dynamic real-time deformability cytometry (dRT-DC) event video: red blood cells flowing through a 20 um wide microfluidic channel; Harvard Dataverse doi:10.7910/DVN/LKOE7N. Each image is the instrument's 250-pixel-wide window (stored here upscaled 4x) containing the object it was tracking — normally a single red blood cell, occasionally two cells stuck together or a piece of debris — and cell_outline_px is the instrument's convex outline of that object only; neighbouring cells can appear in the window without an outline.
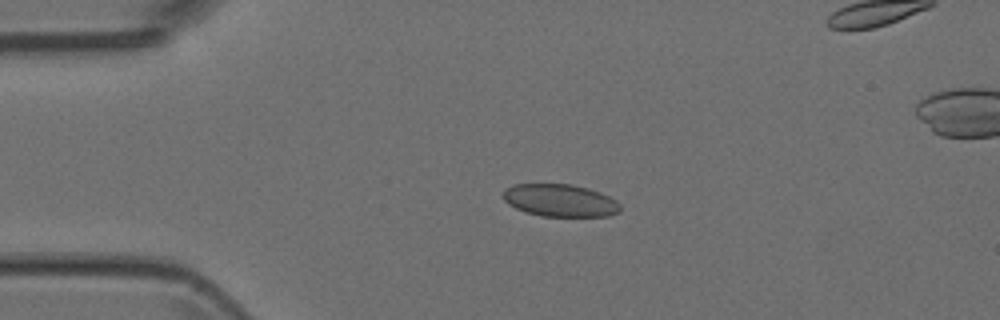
{"species": "Egyptian fruit bat (a non-hibernating species)", "species_latin": "Rousettus aegyptiacus", "temperature_condition": "room temperature", "stored_images_in_passage": 6, "camera_frame_rate_fps": 3000, "um_per_image_px": 0.085, "animal": {"sex": "female"}, "frame": {"image": 1, "passage_image": 4, "time_ms": 3.333, "image_size_px": [1000, 320], "cell_outline_px": [[620, 212], [608, 216], [540, 216], [524, 212], [508, 204], [504, 200], [504, 192], [512, 184], [572, 184], [588, 188], [600, 192], [616, 200], [620, 204]], "centroid_in_image_um": [47.62, 17.04], "position_along_channel_um": 37.4, "area_um2": 22.2}}